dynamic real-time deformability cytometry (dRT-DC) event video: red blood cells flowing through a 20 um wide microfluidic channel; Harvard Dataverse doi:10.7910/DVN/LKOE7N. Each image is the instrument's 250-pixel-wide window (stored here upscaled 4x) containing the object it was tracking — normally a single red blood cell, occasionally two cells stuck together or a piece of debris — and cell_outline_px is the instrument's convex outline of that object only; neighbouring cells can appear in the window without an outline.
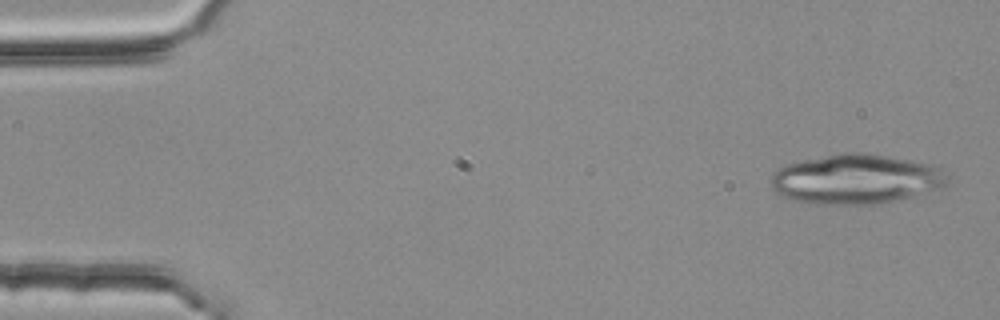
{"species": "common noctule bat (a hibernating species)", "species_latin": "Nyctalus noctula", "temperature_condition": "room temperature", "stored_images_in_passage": 3, "camera_frame_rate_fps": 3000, "um_per_image_px": 0.085, "animal": {"sex": "female", "body_mass_g": 25.1}, "frame": {"image": 1, "passage_image": 1, "time_ms": 0.0, "image_size_px": [1000, 320], "cell_outline_px": [[948, 184], [944, 188], [916, 196], [880, 204], [820, 204], [792, 200], [780, 196], [772, 188], [772, 172], [776, 168], [784, 164], [840, 152], [864, 152], [936, 164], [944, 172]], "centroid_in_image_um": [72.78, 15.22], "position_along_channel_um": 12.2, "area_um2": 51.96}}